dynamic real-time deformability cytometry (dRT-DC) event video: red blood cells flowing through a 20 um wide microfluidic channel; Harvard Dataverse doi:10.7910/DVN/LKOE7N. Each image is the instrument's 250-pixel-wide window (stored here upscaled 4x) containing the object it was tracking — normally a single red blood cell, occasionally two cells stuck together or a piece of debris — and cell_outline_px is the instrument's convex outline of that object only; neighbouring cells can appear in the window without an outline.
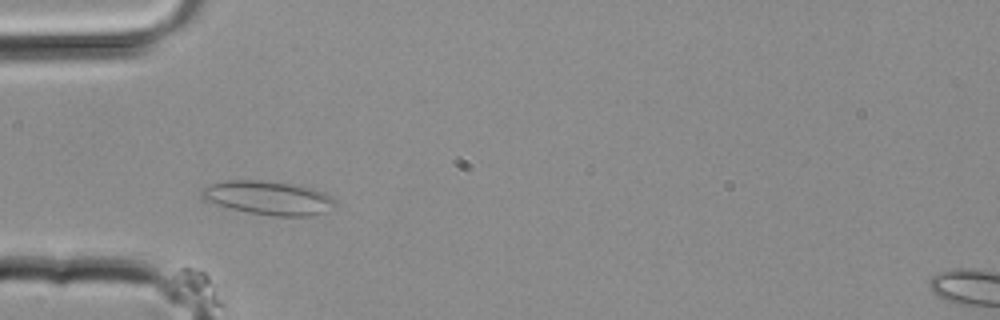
{"species": "common noctule bat (a hibernating species)", "species_latin": "Nyctalus noctula", "temperature_condition": "room temperature", "stored_images_in_passage": 42, "camera_frame_rate_fps": 3000, "um_per_image_px": 0.085, "animal": {"sex": "male", "body_mass_g": 20.4}, "frame": {"image": 1, "passage_image": 5, "time_ms": 1.333, "image_size_px": [1000, 320], "cell_outline_px": [[336, 204], [312, 216], [272, 216], [248, 212], [216, 204], [204, 200], [200, 196], [200, 192], [204, 188], [212, 184], [224, 180], [260, 180], [296, 184], [316, 188], [324, 192], [336, 200]], "centroid_in_image_um": [22.81, 16.8], "position_along_channel_um": 62.2, "area_um2": 26.24}}
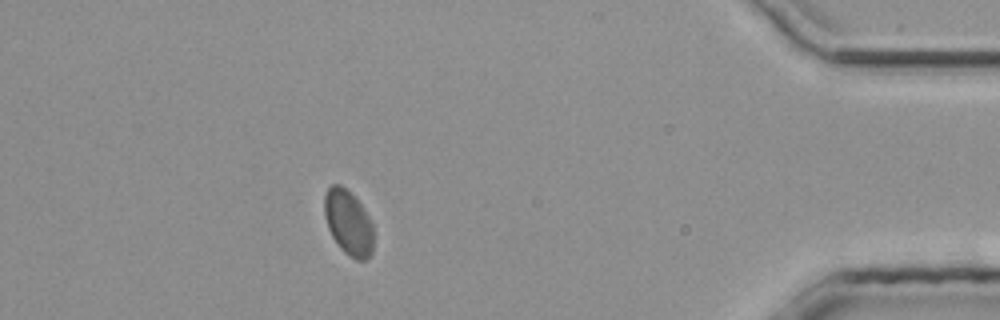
{"frame": {"image": 2, "passage_image": 38, "time_ms": 12.333, "image_size_px": [1000, 320], "cell_outline_px": [[372, 252], [364, 260], [356, 260], [348, 256], [340, 248], [332, 236], [328, 228], [324, 216], [324, 196], [328, 188], [332, 184], [340, 184], [364, 208], [372, 224]], "centroid_in_image_um": [29.58, 18.94], "position_along_channel_um": 405.6, "area_um2": 18.38}}